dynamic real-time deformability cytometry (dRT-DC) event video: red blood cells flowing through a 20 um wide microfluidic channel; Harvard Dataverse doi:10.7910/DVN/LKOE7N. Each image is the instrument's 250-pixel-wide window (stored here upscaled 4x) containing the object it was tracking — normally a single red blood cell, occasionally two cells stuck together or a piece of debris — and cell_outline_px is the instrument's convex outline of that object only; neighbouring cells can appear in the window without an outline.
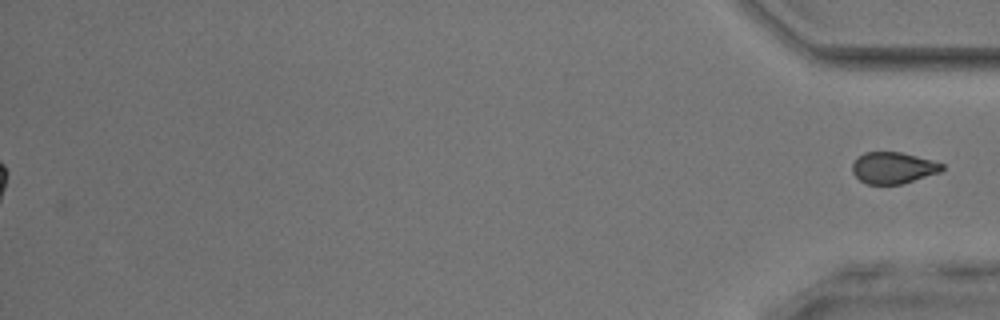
{"species": "common noctule bat (a hibernating species)", "species_latin": "Nyctalus noctula", "temperature_condition": "room temperature", "stored_images_in_passage": 37, "segment_of_instrument_passage": [2, 2], "camera_frame_rate_fps": 3000, "um_per_image_px": 0.085, "animal": {"sex": "male", "body_mass_g": 17.9, "forearm_length_mm": 54.2}, "frame": {"image": 1, "passage_image": 37, "time_ms": 12.0, "image_size_px": [1000, 320], "cell_outline_px": [[944, 168], [940, 172], [900, 184], [868, 184], [860, 180], [852, 172], [852, 164], [864, 152], [900, 152], [932, 160], [944, 164]], "centroid_in_image_um": [75.92, 14.26], "position_along_channel_um": 359.3, "area_um2": 16.24}}